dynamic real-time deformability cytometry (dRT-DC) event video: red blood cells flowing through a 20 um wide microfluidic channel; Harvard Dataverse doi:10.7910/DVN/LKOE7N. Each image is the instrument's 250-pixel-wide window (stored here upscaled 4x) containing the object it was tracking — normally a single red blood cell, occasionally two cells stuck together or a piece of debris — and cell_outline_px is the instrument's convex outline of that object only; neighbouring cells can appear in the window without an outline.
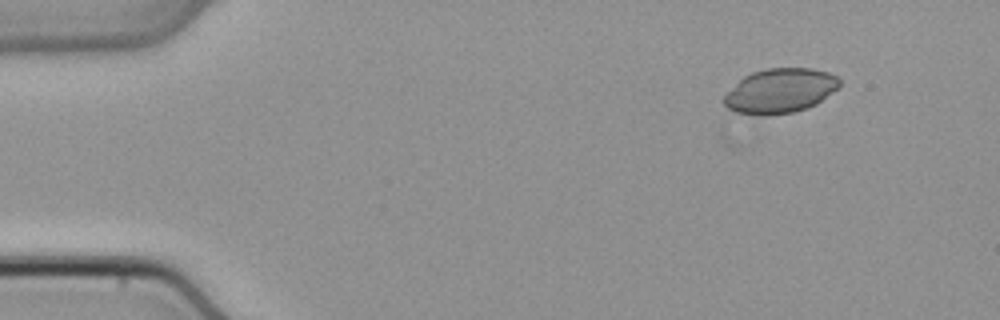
{"species": "common noctule bat (a hibernating species)", "species_latin": "Nyctalus noctula", "temperature_condition": "cold", "stored_images_in_passage": 2, "camera_frame_rate_fps": 3000, "um_per_image_px": 0.085, "animal": {"sex": "male", "body_mass_g": 21.5, "forearm_length_mm": 52.0}, "frame": {"image": 1, "passage_image": 1, "time_ms": 0.0, "image_size_px": [1000, 320], "cell_outline_px": [[840, 88], [816, 104], [808, 108], [792, 112], [768, 116], [756, 116], [736, 112], [728, 108], [724, 104], [724, 96], [744, 76], [752, 72], [764, 68], [812, 68], [828, 72], [836, 76], [840, 80]], "centroid_in_image_um": [66.33, 7.73], "position_along_channel_um": 18.7, "area_um2": 30.23}}